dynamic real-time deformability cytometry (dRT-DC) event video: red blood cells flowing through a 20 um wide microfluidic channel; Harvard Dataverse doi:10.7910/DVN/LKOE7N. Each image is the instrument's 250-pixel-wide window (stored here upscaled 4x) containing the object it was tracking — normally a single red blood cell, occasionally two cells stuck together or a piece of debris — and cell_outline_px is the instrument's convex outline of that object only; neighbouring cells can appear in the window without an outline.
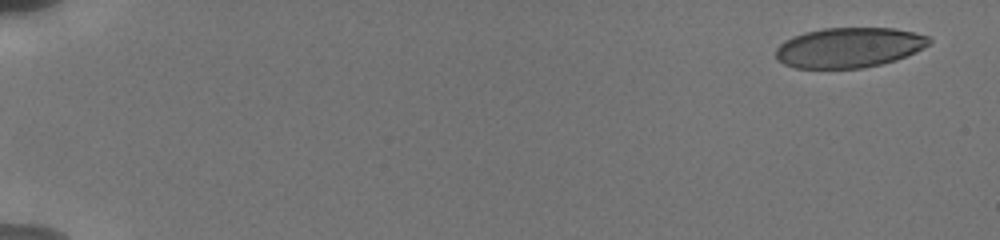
{"species": "human", "species_latin": "Homo sapiens", "temperature_condition": "cold", "stored_images_in_passage": 15, "camera_frame_rate_fps": 3000, "um_per_image_px": 0.085, "donor": {"sex": "male"}, "frame": {"image": 1, "passage_image": 1, "time_ms": 0.0, "image_size_px": [1000, 240], "cell_outline_px": [[932, 40], [924, 48], [916, 52], [896, 60], [864, 68], [796, 68], [784, 64], [776, 60], [776, 48], [784, 40], [792, 36], [804, 32], [824, 28], [896, 28], [932, 36]], "centroid_in_image_um": [72.18, 4.03], "position_along_channel_um": 12.8, "area_um2": 36.13}}
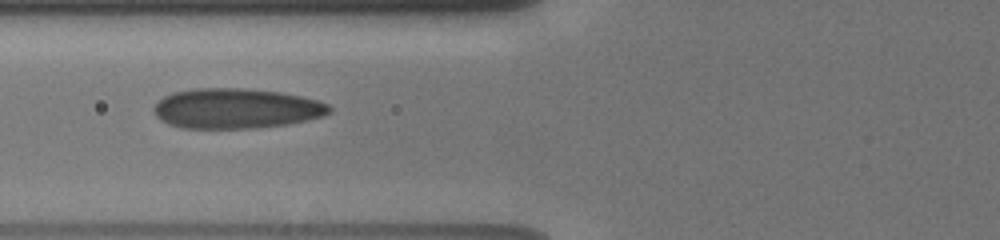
{"frame": {"image": 2, "passage_image": 11, "time_ms": 7.0, "image_size_px": [1000, 240], "cell_outline_px": [[332, 112], [324, 116], [308, 120], [288, 124], [256, 128], [180, 128], [168, 124], [160, 120], [156, 116], [152, 108], [164, 96], [172, 92], [196, 88], [240, 88], [280, 92], [320, 100], [328, 104], [332, 108]], "centroid_in_image_um": [20.09, 9.22], "position_along_channel_um": 105.7, "area_um2": 41.33}}
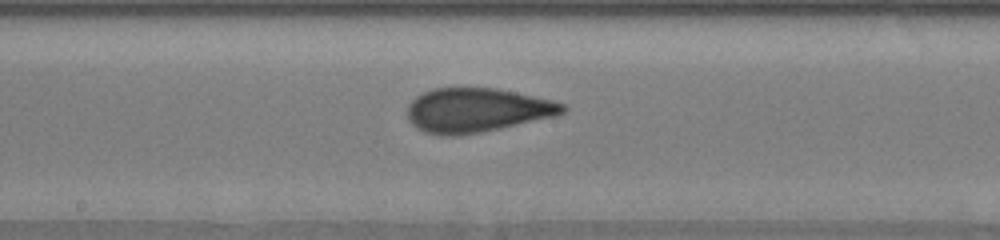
{"frame": {"image": 3, "passage_image": 15, "time_ms": 9.667, "image_size_px": [1000, 240], "cell_outline_px": [[568, 108], [564, 112], [556, 116], [500, 128], [460, 136], [440, 136], [424, 132], [416, 128], [408, 120], [408, 104], [416, 96], [432, 88], [496, 88], [516, 92], [552, 100], [564, 104]], "centroid_in_image_um": [40.51, 9.37], "position_along_channel_um": 207.7, "area_um2": 40.11}}